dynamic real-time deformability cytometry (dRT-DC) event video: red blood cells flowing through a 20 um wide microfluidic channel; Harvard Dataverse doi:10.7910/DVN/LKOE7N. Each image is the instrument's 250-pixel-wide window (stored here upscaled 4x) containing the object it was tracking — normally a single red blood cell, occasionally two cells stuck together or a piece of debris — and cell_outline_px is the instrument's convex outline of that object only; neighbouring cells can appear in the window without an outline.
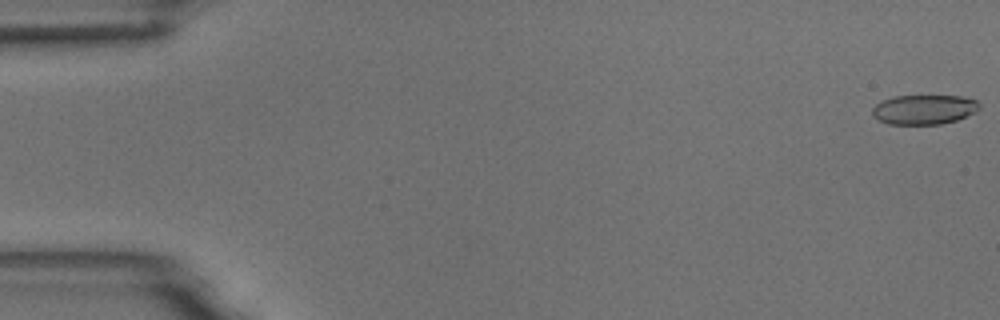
{"species": "common noctule bat (a hibernating species)", "species_latin": "Nyctalus noctula", "temperature_condition": "room temperature", "stored_images_in_passage": 11, "camera_frame_rate_fps": 3000, "um_per_image_px": 0.085, "animal": {"sex": "male", "body_mass_g": 18.8}, "frame": {"image": 1, "passage_image": 1, "time_ms": 0.0, "image_size_px": [1000, 320], "cell_outline_px": [[980, 108], [976, 112], [956, 120], [940, 124], [888, 124], [872, 116], [872, 108], [880, 100], [892, 96], [960, 96], [976, 100], [980, 104]], "centroid_in_image_um": [78.52, 9.3], "position_along_channel_um": 6.5, "area_um2": 18.55}}
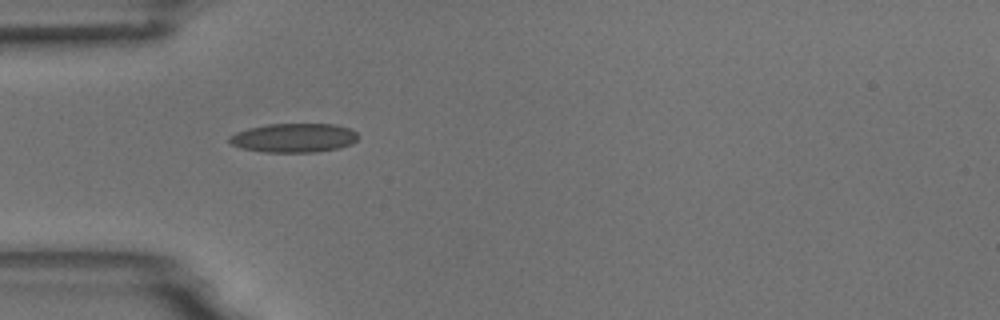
{"frame": {"image": 2, "passage_image": 5, "time_ms": 5.333, "image_size_px": [1000, 320], "cell_outline_px": [[360, 136], [352, 144], [340, 148], [316, 152], [264, 152], [240, 148], [232, 144], [228, 140], [228, 136], [236, 132], [248, 128], [268, 124], [336, 124], [348, 128], [356, 132]], "centroid_in_image_um": [24.98, 11.72], "position_along_channel_um": 60.0, "area_um2": 21.96}}